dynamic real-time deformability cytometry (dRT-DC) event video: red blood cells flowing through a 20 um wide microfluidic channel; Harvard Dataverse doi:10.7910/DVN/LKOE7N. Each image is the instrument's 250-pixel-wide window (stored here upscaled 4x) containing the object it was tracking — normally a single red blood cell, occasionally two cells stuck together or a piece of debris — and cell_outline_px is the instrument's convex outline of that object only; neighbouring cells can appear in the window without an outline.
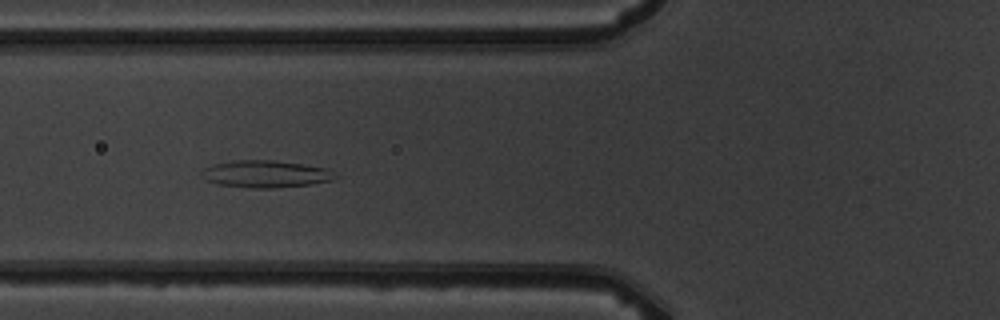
{"species": "common noctule bat (a hibernating species)", "species_latin": "Nyctalus noctula", "temperature_condition": "warm", "stored_images_in_passage": 12, "camera_frame_rate_fps": 3000, "um_per_image_px": 0.085, "animal": {"sex": "male", "body_mass_g": 19.5, "forearm_length_mm": 54.6}, "frame": {"image": 1, "passage_image": 7, "time_ms": 6.667, "image_size_px": [1000, 320], "cell_outline_px": [[332, 180], [312, 184], [272, 188], [256, 188], [216, 184], [204, 180], [200, 176], [200, 172], [204, 168], [212, 164], [232, 160], [272, 160], [328, 168]], "centroid_in_image_um": [22.44, 14.78], "position_along_channel_um": 103.4, "area_um2": 20.92}}
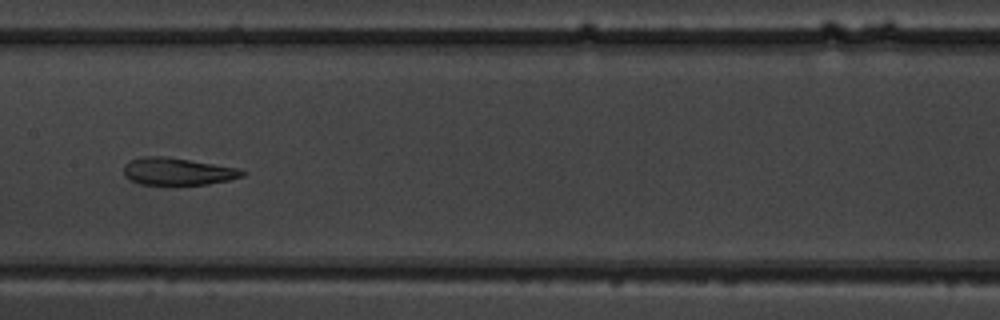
{"frame": {"image": 2, "passage_image": 9, "time_ms": 9.0, "image_size_px": [1000, 320], "cell_outline_px": [[248, 172], [244, 176], [228, 180], [208, 184], [140, 184], [124, 176], [124, 164], [132, 160], [144, 156], [160, 156], [188, 160], [240, 168]], "centroid_in_image_um": [15.13, 14.57], "position_along_channel_um": 192.3, "area_um2": 18.61}}
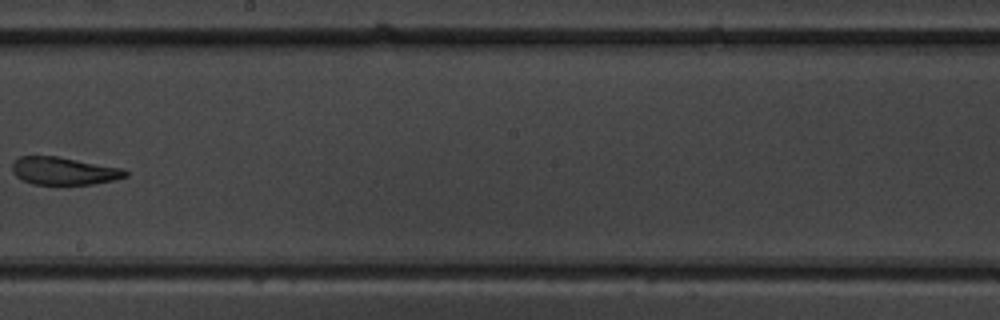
{"frame": {"image": 3, "passage_image": 10, "time_ms": 10.333, "image_size_px": [1000, 320], "cell_outline_px": [[128, 176], [112, 180], [92, 184], [32, 184], [16, 176], [12, 172], [12, 164], [20, 156], [56, 156], [124, 168], [128, 172]], "centroid_in_image_um": [5.44, 14.52], "position_along_channel_um": 242.8, "area_um2": 18.15}}